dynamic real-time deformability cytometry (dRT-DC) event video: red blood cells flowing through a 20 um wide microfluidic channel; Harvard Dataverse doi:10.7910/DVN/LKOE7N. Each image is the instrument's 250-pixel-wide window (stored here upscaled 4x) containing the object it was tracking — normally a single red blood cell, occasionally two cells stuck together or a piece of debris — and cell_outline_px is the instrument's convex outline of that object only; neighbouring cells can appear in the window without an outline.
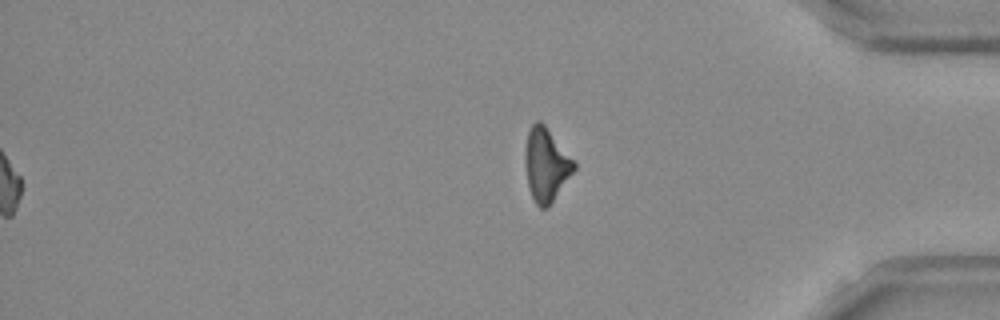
{"species": "Egyptian fruit bat (a non-hibernating species)", "species_latin": "Rousettus aegyptiacus", "temperature_condition": "room temperature", "stored_images_in_passage": 53, "segment_of_instrument_passage": [2, 2], "camera_frame_rate_fps": 3000, "um_per_image_px": 0.085, "frame": {"image": 1, "passage_image": 53, "time_ms": 17.333, "image_size_px": [1000, 320], "cell_outline_px": [[576, 168], [548, 208], [540, 208], [536, 204], [528, 188], [524, 156], [524, 148], [528, 132], [532, 124], [536, 120], [540, 120], [544, 124], [576, 160]], "centroid_in_image_um": [46.42, 13.98], "position_along_channel_um": 388.8, "area_um2": 21.21}}